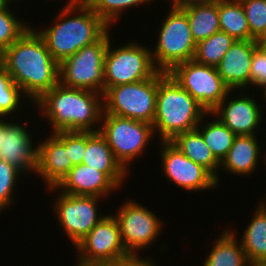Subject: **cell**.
<instances>
[{
  "mask_svg": "<svg viewBox=\"0 0 266 266\" xmlns=\"http://www.w3.org/2000/svg\"><path fill=\"white\" fill-rule=\"evenodd\" d=\"M161 171L176 188L187 192L217 189L215 178L201 165L186 157L171 141H159Z\"/></svg>",
  "mask_w": 266,
  "mask_h": 266,
  "instance_id": "14",
  "label": "cell"
},
{
  "mask_svg": "<svg viewBox=\"0 0 266 266\" xmlns=\"http://www.w3.org/2000/svg\"><path fill=\"white\" fill-rule=\"evenodd\" d=\"M223 229L221 235L212 243L209 254L202 266H246L248 259L237 233L232 228Z\"/></svg>",
  "mask_w": 266,
  "mask_h": 266,
  "instance_id": "24",
  "label": "cell"
},
{
  "mask_svg": "<svg viewBox=\"0 0 266 266\" xmlns=\"http://www.w3.org/2000/svg\"><path fill=\"white\" fill-rule=\"evenodd\" d=\"M10 5H6L0 10V53L10 47L32 26L30 22L20 19L15 15V10H10ZM20 19V20H19Z\"/></svg>",
  "mask_w": 266,
  "mask_h": 266,
  "instance_id": "31",
  "label": "cell"
},
{
  "mask_svg": "<svg viewBox=\"0 0 266 266\" xmlns=\"http://www.w3.org/2000/svg\"><path fill=\"white\" fill-rule=\"evenodd\" d=\"M33 104L41 118L50 123V133L99 132L104 113V95L100 93L58 83Z\"/></svg>",
  "mask_w": 266,
  "mask_h": 266,
  "instance_id": "2",
  "label": "cell"
},
{
  "mask_svg": "<svg viewBox=\"0 0 266 266\" xmlns=\"http://www.w3.org/2000/svg\"><path fill=\"white\" fill-rule=\"evenodd\" d=\"M171 142L186 157L205 168L215 178L217 186H219L221 183L220 174H218L220 162L212 154L202 135L196 129L177 134Z\"/></svg>",
  "mask_w": 266,
  "mask_h": 266,
  "instance_id": "22",
  "label": "cell"
},
{
  "mask_svg": "<svg viewBox=\"0 0 266 266\" xmlns=\"http://www.w3.org/2000/svg\"><path fill=\"white\" fill-rule=\"evenodd\" d=\"M169 74L207 112H212L230 91L216 67L198 64L194 60L176 65Z\"/></svg>",
  "mask_w": 266,
  "mask_h": 266,
  "instance_id": "13",
  "label": "cell"
},
{
  "mask_svg": "<svg viewBox=\"0 0 266 266\" xmlns=\"http://www.w3.org/2000/svg\"><path fill=\"white\" fill-rule=\"evenodd\" d=\"M74 248L78 253L74 266H111L132 258L123 245L113 212L107 213Z\"/></svg>",
  "mask_w": 266,
  "mask_h": 266,
  "instance_id": "9",
  "label": "cell"
},
{
  "mask_svg": "<svg viewBox=\"0 0 266 266\" xmlns=\"http://www.w3.org/2000/svg\"><path fill=\"white\" fill-rule=\"evenodd\" d=\"M5 118V131L0 147V159L13 165L25 174H36L38 143L30 133L26 122H14ZM26 125V126H24ZM33 138V139H32ZM35 144V145H34Z\"/></svg>",
  "mask_w": 266,
  "mask_h": 266,
  "instance_id": "17",
  "label": "cell"
},
{
  "mask_svg": "<svg viewBox=\"0 0 266 266\" xmlns=\"http://www.w3.org/2000/svg\"><path fill=\"white\" fill-rule=\"evenodd\" d=\"M110 28L128 9L151 6L155 0H83ZM157 1V0H156ZM146 4V5H145ZM117 21V22H116Z\"/></svg>",
  "mask_w": 266,
  "mask_h": 266,
  "instance_id": "30",
  "label": "cell"
},
{
  "mask_svg": "<svg viewBox=\"0 0 266 266\" xmlns=\"http://www.w3.org/2000/svg\"><path fill=\"white\" fill-rule=\"evenodd\" d=\"M259 45L264 49V51L266 52V37L262 38L259 41Z\"/></svg>",
  "mask_w": 266,
  "mask_h": 266,
  "instance_id": "41",
  "label": "cell"
},
{
  "mask_svg": "<svg viewBox=\"0 0 266 266\" xmlns=\"http://www.w3.org/2000/svg\"><path fill=\"white\" fill-rule=\"evenodd\" d=\"M236 40L223 31H218L209 38L196 44L193 60L198 64L217 67L224 54Z\"/></svg>",
  "mask_w": 266,
  "mask_h": 266,
  "instance_id": "28",
  "label": "cell"
},
{
  "mask_svg": "<svg viewBox=\"0 0 266 266\" xmlns=\"http://www.w3.org/2000/svg\"><path fill=\"white\" fill-rule=\"evenodd\" d=\"M181 10L187 15L192 37L196 44L220 31L218 0Z\"/></svg>",
  "mask_w": 266,
  "mask_h": 266,
  "instance_id": "26",
  "label": "cell"
},
{
  "mask_svg": "<svg viewBox=\"0 0 266 266\" xmlns=\"http://www.w3.org/2000/svg\"><path fill=\"white\" fill-rule=\"evenodd\" d=\"M262 157H263V162H264V160H265L264 163L266 164V153H263V156H262ZM264 157H265V158H264Z\"/></svg>",
  "mask_w": 266,
  "mask_h": 266,
  "instance_id": "45",
  "label": "cell"
},
{
  "mask_svg": "<svg viewBox=\"0 0 266 266\" xmlns=\"http://www.w3.org/2000/svg\"><path fill=\"white\" fill-rule=\"evenodd\" d=\"M82 164L104 172L120 189L131 174L116 160L100 132H86V149Z\"/></svg>",
  "mask_w": 266,
  "mask_h": 266,
  "instance_id": "20",
  "label": "cell"
},
{
  "mask_svg": "<svg viewBox=\"0 0 266 266\" xmlns=\"http://www.w3.org/2000/svg\"><path fill=\"white\" fill-rule=\"evenodd\" d=\"M111 39L105 56V92L110 87L152 78L158 72L152 60L151 45L148 48L130 40L124 45H115L116 48Z\"/></svg>",
  "mask_w": 266,
  "mask_h": 266,
  "instance_id": "8",
  "label": "cell"
},
{
  "mask_svg": "<svg viewBox=\"0 0 266 266\" xmlns=\"http://www.w3.org/2000/svg\"><path fill=\"white\" fill-rule=\"evenodd\" d=\"M65 3L50 26L38 30L39 27L32 24L58 63L98 41L110 29L83 0H66Z\"/></svg>",
  "mask_w": 266,
  "mask_h": 266,
  "instance_id": "3",
  "label": "cell"
},
{
  "mask_svg": "<svg viewBox=\"0 0 266 266\" xmlns=\"http://www.w3.org/2000/svg\"><path fill=\"white\" fill-rule=\"evenodd\" d=\"M220 31L236 41L250 40V28L240 0H218Z\"/></svg>",
  "mask_w": 266,
  "mask_h": 266,
  "instance_id": "27",
  "label": "cell"
},
{
  "mask_svg": "<svg viewBox=\"0 0 266 266\" xmlns=\"http://www.w3.org/2000/svg\"><path fill=\"white\" fill-rule=\"evenodd\" d=\"M1 1H2L5 5H9V4H10L11 6L13 5V7H14V4H15L14 2H15V1H18V0H1ZM19 1H20V0H19ZM21 1H22V0H21ZM11 2H12L13 4H12Z\"/></svg>",
  "mask_w": 266,
  "mask_h": 266,
  "instance_id": "42",
  "label": "cell"
},
{
  "mask_svg": "<svg viewBox=\"0 0 266 266\" xmlns=\"http://www.w3.org/2000/svg\"><path fill=\"white\" fill-rule=\"evenodd\" d=\"M111 266H131V258L125 261H122L121 263L117 265H111Z\"/></svg>",
  "mask_w": 266,
  "mask_h": 266,
  "instance_id": "40",
  "label": "cell"
},
{
  "mask_svg": "<svg viewBox=\"0 0 266 266\" xmlns=\"http://www.w3.org/2000/svg\"><path fill=\"white\" fill-rule=\"evenodd\" d=\"M266 86V52L259 45L253 51L250 67V89L252 87L260 90Z\"/></svg>",
  "mask_w": 266,
  "mask_h": 266,
  "instance_id": "34",
  "label": "cell"
},
{
  "mask_svg": "<svg viewBox=\"0 0 266 266\" xmlns=\"http://www.w3.org/2000/svg\"><path fill=\"white\" fill-rule=\"evenodd\" d=\"M153 257L145 256V257H132L131 258V266H157Z\"/></svg>",
  "mask_w": 266,
  "mask_h": 266,
  "instance_id": "37",
  "label": "cell"
},
{
  "mask_svg": "<svg viewBox=\"0 0 266 266\" xmlns=\"http://www.w3.org/2000/svg\"><path fill=\"white\" fill-rule=\"evenodd\" d=\"M261 90H263L261 92H263L264 94L262 93V96H260V97H261V99L263 98V102L266 103V86L264 88H262Z\"/></svg>",
  "mask_w": 266,
  "mask_h": 266,
  "instance_id": "43",
  "label": "cell"
},
{
  "mask_svg": "<svg viewBox=\"0 0 266 266\" xmlns=\"http://www.w3.org/2000/svg\"><path fill=\"white\" fill-rule=\"evenodd\" d=\"M49 193L56 191L52 205L54 216L56 215L62 233L67 234V239L75 247L107 214L100 213L101 200H107L97 196L64 194L56 187L46 188ZM101 203H100V202ZM100 203V204H99ZM99 212V213H98Z\"/></svg>",
  "mask_w": 266,
  "mask_h": 266,
  "instance_id": "10",
  "label": "cell"
},
{
  "mask_svg": "<svg viewBox=\"0 0 266 266\" xmlns=\"http://www.w3.org/2000/svg\"><path fill=\"white\" fill-rule=\"evenodd\" d=\"M217 0H170V7L175 9H183L194 5L208 4Z\"/></svg>",
  "mask_w": 266,
  "mask_h": 266,
  "instance_id": "36",
  "label": "cell"
},
{
  "mask_svg": "<svg viewBox=\"0 0 266 266\" xmlns=\"http://www.w3.org/2000/svg\"><path fill=\"white\" fill-rule=\"evenodd\" d=\"M257 135H236L227 156L220 163V170L238 177H250L255 173L263 151Z\"/></svg>",
  "mask_w": 266,
  "mask_h": 266,
  "instance_id": "21",
  "label": "cell"
},
{
  "mask_svg": "<svg viewBox=\"0 0 266 266\" xmlns=\"http://www.w3.org/2000/svg\"><path fill=\"white\" fill-rule=\"evenodd\" d=\"M6 5L0 0V10L3 9Z\"/></svg>",
  "mask_w": 266,
  "mask_h": 266,
  "instance_id": "44",
  "label": "cell"
},
{
  "mask_svg": "<svg viewBox=\"0 0 266 266\" xmlns=\"http://www.w3.org/2000/svg\"><path fill=\"white\" fill-rule=\"evenodd\" d=\"M250 28V40L266 37V0H240Z\"/></svg>",
  "mask_w": 266,
  "mask_h": 266,
  "instance_id": "33",
  "label": "cell"
},
{
  "mask_svg": "<svg viewBox=\"0 0 266 266\" xmlns=\"http://www.w3.org/2000/svg\"><path fill=\"white\" fill-rule=\"evenodd\" d=\"M110 28L98 41L84 46L59 63V83L69 88L92 90L104 95V66Z\"/></svg>",
  "mask_w": 266,
  "mask_h": 266,
  "instance_id": "7",
  "label": "cell"
},
{
  "mask_svg": "<svg viewBox=\"0 0 266 266\" xmlns=\"http://www.w3.org/2000/svg\"><path fill=\"white\" fill-rule=\"evenodd\" d=\"M210 116L214 118L212 117L211 119ZM205 118H207V120ZM196 130L202 135L204 142L209 147L212 154L221 163L227 156L236 135L211 112H208L202 118Z\"/></svg>",
  "mask_w": 266,
  "mask_h": 266,
  "instance_id": "25",
  "label": "cell"
},
{
  "mask_svg": "<svg viewBox=\"0 0 266 266\" xmlns=\"http://www.w3.org/2000/svg\"><path fill=\"white\" fill-rule=\"evenodd\" d=\"M56 188L64 194L97 196L105 199L120 189L104 172L82 163L73 166Z\"/></svg>",
  "mask_w": 266,
  "mask_h": 266,
  "instance_id": "19",
  "label": "cell"
},
{
  "mask_svg": "<svg viewBox=\"0 0 266 266\" xmlns=\"http://www.w3.org/2000/svg\"><path fill=\"white\" fill-rule=\"evenodd\" d=\"M46 136L41 141L37 140L36 169L38 178L45 181V189L46 187H57L73 167L68 155V131L50 133Z\"/></svg>",
  "mask_w": 266,
  "mask_h": 266,
  "instance_id": "16",
  "label": "cell"
},
{
  "mask_svg": "<svg viewBox=\"0 0 266 266\" xmlns=\"http://www.w3.org/2000/svg\"><path fill=\"white\" fill-rule=\"evenodd\" d=\"M249 94L247 90H230L222 102L211 112L235 135H255L259 131L258 126L260 127L263 119L266 121L265 116L262 115L266 114L262 112L264 105L259 103L260 101H257L256 97L254 99L253 94H251L252 96Z\"/></svg>",
  "mask_w": 266,
  "mask_h": 266,
  "instance_id": "15",
  "label": "cell"
},
{
  "mask_svg": "<svg viewBox=\"0 0 266 266\" xmlns=\"http://www.w3.org/2000/svg\"><path fill=\"white\" fill-rule=\"evenodd\" d=\"M99 132L128 173L133 171L129 165H133L137 157L140 159V155L149 150L148 143L156 137L152 124L113 114H103Z\"/></svg>",
  "mask_w": 266,
  "mask_h": 266,
  "instance_id": "6",
  "label": "cell"
},
{
  "mask_svg": "<svg viewBox=\"0 0 266 266\" xmlns=\"http://www.w3.org/2000/svg\"><path fill=\"white\" fill-rule=\"evenodd\" d=\"M122 204L113 215L119 223L123 245L132 257H140L139 251L146 252L161 236L164 221L136 200L125 199Z\"/></svg>",
  "mask_w": 266,
  "mask_h": 266,
  "instance_id": "12",
  "label": "cell"
},
{
  "mask_svg": "<svg viewBox=\"0 0 266 266\" xmlns=\"http://www.w3.org/2000/svg\"><path fill=\"white\" fill-rule=\"evenodd\" d=\"M256 205L251 221L245 227L241 242L248 261H266V195Z\"/></svg>",
  "mask_w": 266,
  "mask_h": 266,
  "instance_id": "23",
  "label": "cell"
},
{
  "mask_svg": "<svg viewBox=\"0 0 266 266\" xmlns=\"http://www.w3.org/2000/svg\"><path fill=\"white\" fill-rule=\"evenodd\" d=\"M168 8L165 18L161 19L156 44L151 49L156 69L165 73L178 64L193 60L196 50L187 15L181 9Z\"/></svg>",
  "mask_w": 266,
  "mask_h": 266,
  "instance_id": "5",
  "label": "cell"
},
{
  "mask_svg": "<svg viewBox=\"0 0 266 266\" xmlns=\"http://www.w3.org/2000/svg\"><path fill=\"white\" fill-rule=\"evenodd\" d=\"M258 46L256 40H239L224 54L216 68L230 90L250 89V67L253 51Z\"/></svg>",
  "mask_w": 266,
  "mask_h": 266,
  "instance_id": "18",
  "label": "cell"
},
{
  "mask_svg": "<svg viewBox=\"0 0 266 266\" xmlns=\"http://www.w3.org/2000/svg\"><path fill=\"white\" fill-rule=\"evenodd\" d=\"M158 72L149 79L110 87L104 93V113L153 124Z\"/></svg>",
  "mask_w": 266,
  "mask_h": 266,
  "instance_id": "11",
  "label": "cell"
},
{
  "mask_svg": "<svg viewBox=\"0 0 266 266\" xmlns=\"http://www.w3.org/2000/svg\"><path fill=\"white\" fill-rule=\"evenodd\" d=\"M5 131V117H0V147L2 144V138L4 137Z\"/></svg>",
  "mask_w": 266,
  "mask_h": 266,
  "instance_id": "38",
  "label": "cell"
},
{
  "mask_svg": "<svg viewBox=\"0 0 266 266\" xmlns=\"http://www.w3.org/2000/svg\"><path fill=\"white\" fill-rule=\"evenodd\" d=\"M0 64L32 105L59 83V63L32 26L0 53Z\"/></svg>",
  "mask_w": 266,
  "mask_h": 266,
  "instance_id": "1",
  "label": "cell"
},
{
  "mask_svg": "<svg viewBox=\"0 0 266 266\" xmlns=\"http://www.w3.org/2000/svg\"><path fill=\"white\" fill-rule=\"evenodd\" d=\"M22 176L17 168L0 159V214L16 203V184Z\"/></svg>",
  "mask_w": 266,
  "mask_h": 266,
  "instance_id": "32",
  "label": "cell"
},
{
  "mask_svg": "<svg viewBox=\"0 0 266 266\" xmlns=\"http://www.w3.org/2000/svg\"><path fill=\"white\" fill-rule=\"evenodd\" d=\"M25 101H22V100ZM21 88L18 87L7 70L0 64V117H11L15 121L14 115L22 113L19 109L24 107L23 104L28 102ZM24 102V103H23Z\"/></svg>",
  "mask_w": 266,
  "mask_h": 266,
  "instance_id": "29",
  "label": "cell"
},
{
  "mask_svg": "<svg viewBox=\"0 0 266 266\" xmlns=\"http://www.w3.org/2000/svg\"><path fill=\"white\" fill-rule=\"evenodd\" d=\"M208 112L175 79L158 71V90L153 127L158 141L195 130Z\"/></svg>",
  "mask_w": 266,
  "mask_h": 266,
  "instance_id": "4",
  "label": "cell"
},
{
  "mask_svg": "<svg viewBox=\"0 0 266 266\" xmlns=\"http://www.w3.org/2000/svg\"><path fill=\"white\" fill-rule=\"evenodd\" d=\"M246 266H266V261H248Z\"/></svg>",
  "mask_w": 266,
  "mask_h": 266,
  "instance_id": "39",
  "label": "cell"
},
{
  "mask_svg": "<svg viewBox=\"0 0 266 266\" xmlns=\"http://www.w3.org/2000/svg\"><path fill=\"white\" fill-rule=\"evenodd\" d=\"M86 149V132L68 131V155L72 165H79Z\"/></svg>",
  "mask_w": 266,
  "mask_h": 266,
  "instance_id": "35",
  "label": "cell"
}]
</instances>
